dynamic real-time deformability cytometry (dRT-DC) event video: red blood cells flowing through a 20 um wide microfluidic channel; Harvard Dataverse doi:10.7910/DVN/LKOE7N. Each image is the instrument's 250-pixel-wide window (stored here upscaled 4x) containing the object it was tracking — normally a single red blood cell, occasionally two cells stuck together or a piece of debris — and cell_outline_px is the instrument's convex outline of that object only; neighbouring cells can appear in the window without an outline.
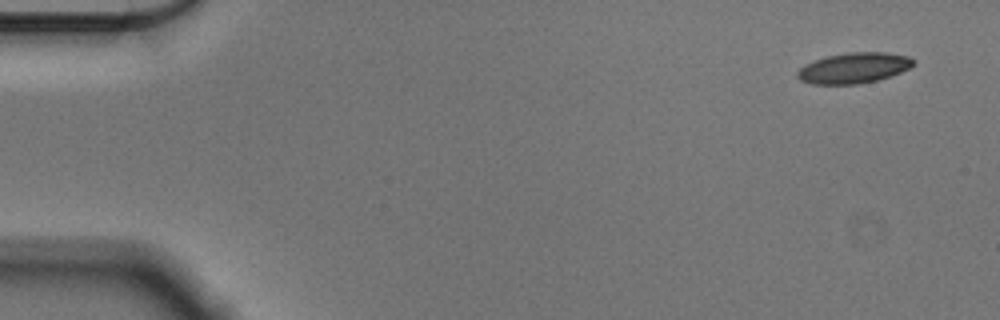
{"species": "Egyptian fruit bat (a non-hibernating species)", "species_latin": "Rousettus aegyptiacus", "temperature_condition": "cold", "stored_images_in_passage": 13, "camera_frame_rate_fps": 3000, "um_per_image_px": 0.085, "animal": {"sex": "male"}, "frame": {"image": 1, "passage_image": 1, "time_ms": 0.0, "image_size_px": [1000, 320], "cell_outline_px": [[916, 60], [908, 68], [900, 72], [876, 80], [856, 84], [812, 84], [800, 80], [796, 76], [796, 72], [804, 64], [828, 56], [848, 52], [888, 52], [908, 56]], "centroid_in_image_um": [72.54, 5.77], "position_along_channel_um": 12.5, "area_um2": 20.52}}
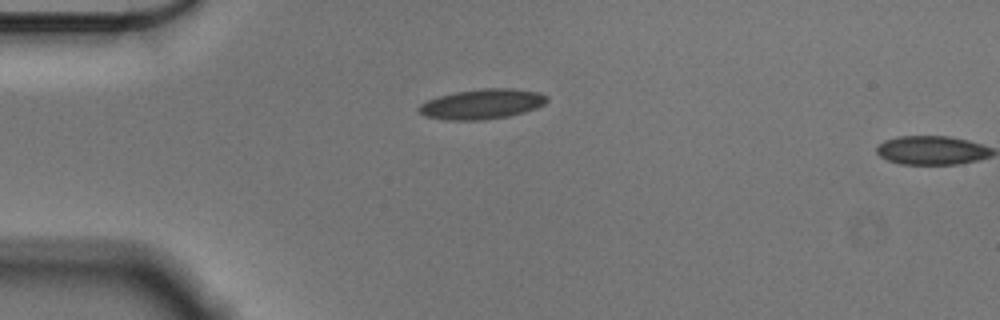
{"frame": {"image": 2, "passage_image": 12, "time_ms": 3.667, "image_size_px": [1000, 320], "cell_outline_px": [[548, 100], [544, 104], [536, 108], [524, 112], [508, 116], [484, 120], [448, 120], [424, 116], [416, 108], [420, 104], [428, 100], [440, 96], [456, 92], [484, 88], [512, 88], [540, 92], [548, 96]], "centroid_in_image_um": [40.99, 8.84], "position_along_channel_um": 44.0, "area_um2": 22.43}}